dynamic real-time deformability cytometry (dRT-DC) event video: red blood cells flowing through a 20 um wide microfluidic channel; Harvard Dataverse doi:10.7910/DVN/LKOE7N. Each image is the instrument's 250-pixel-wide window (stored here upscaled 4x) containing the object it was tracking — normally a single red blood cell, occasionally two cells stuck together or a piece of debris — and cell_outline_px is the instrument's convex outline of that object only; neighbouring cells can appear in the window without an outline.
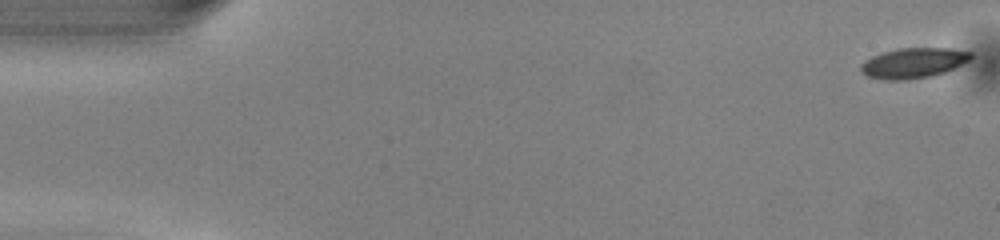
{"species": "common noctule bat (a hibernating species)", "species_latin": "Nyctalus noctula", "temperature_condition": "warm", "stored_images_in_passage": 50, "camera_frame_rate_fps": 3000, "um_per_image_px": 0.085, "animal": {"sex": "male", "body_mass_g": 13.0, "forearm_length_mm": 53.1}, "frame": {"image": 1, "passage_image": 1, "time_ms": 0.0, "image_size_px": [1000, 240], "cell_outline_px": [[972, 56], [968, 60], [944, 72], [932, 76], [908, 80], [884, 80], [868, 76], [860, 72], [860, 64], [864, 60], [872, 56], [884, 52], [900, 48], [952, 48], [972, 52]], "centroid_in_image_um": [77.6, 5.36], "position_along_channel_um": 7.4, "area_um2": 19.36}}
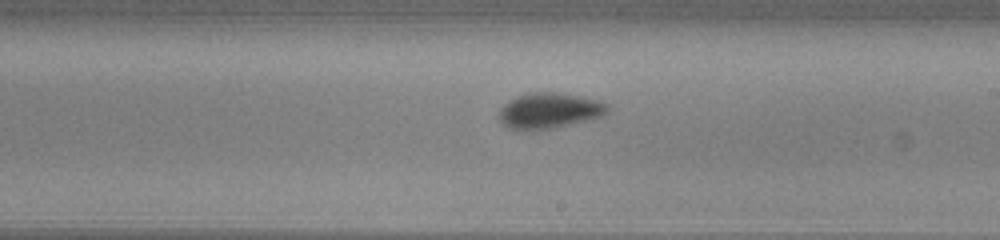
{"frame": {"image": 2, "passage_image": 29, "time_ms": 9.333, "image_size_px": [1000, 240], "cell_outline_px": [[608, 112], [604, 116], [588, 120], [552, 128], [520, 132], [508, 128], [496, 116], [500, 108], [504, 104], [516, 96], [532, 92], [552, 92], [580, 96], [600, 100], [608, 104]], "centroid_in_image_um": [46.66, 9.42], "position_along_channel_um": 242.3, "area_um2": 22.89}}
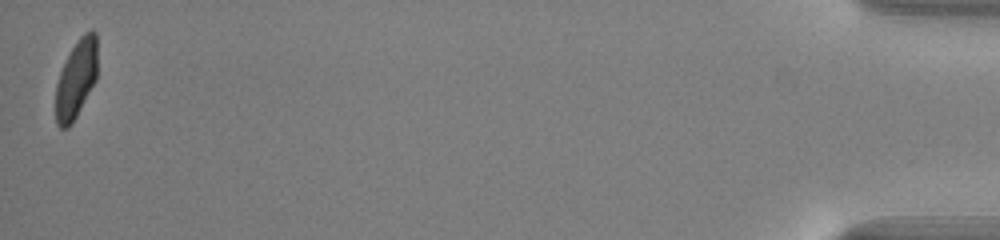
{"frame": {"image": 3, "passage_image": 50, "time_ms": 16.333, "image_size_px": [1000, 240], "cell_outline_px": [[96, 80], [72, 124], [68, 128], [60, 128], [56, 124], [56, 84], [60, 72], [72, 48], [80, 36], [84, 32], [92, 28], [96, 32]], "centroid_in_image_um": [6.47, 6.72], "position_along_channel_um": 428.7, "area_um2": 18.9}, "authors_computed_cell_mechanics": {"area_um2": 20.6057, "velocity_mm_per_s": 4.0902, "shape_relaxation_time_tau1_ms": 2.3794, "shape_relaxation_time_tau2_ms": 1.6764, "deformation_change_tau1": 0.125, "deformation_change_tau2": 0.0504}}